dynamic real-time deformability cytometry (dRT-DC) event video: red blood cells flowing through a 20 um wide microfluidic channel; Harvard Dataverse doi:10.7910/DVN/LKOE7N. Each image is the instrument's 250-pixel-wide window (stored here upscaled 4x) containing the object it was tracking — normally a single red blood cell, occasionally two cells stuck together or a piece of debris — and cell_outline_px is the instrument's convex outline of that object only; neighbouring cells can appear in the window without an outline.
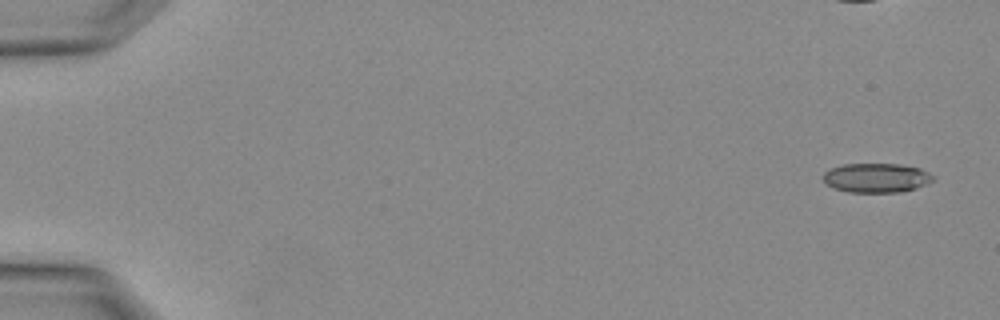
{"species": "Egyptian fruit bat (a non-hibernating species)", "species_latin": "Rousettus aegyptiacus", "temperature_condition": "warm", "stored_images_in_passage": 4, "camera_frame_rate_fps": 3000, "um_per_image_px": 0.085, "animal": {"sex": "female"}, "frame": {"image": 1, "passage_image": 1, "time_ms": 0.0, "image_size_px": [1000, 320], "cell_outline_px": [[936, 180], [916, 188], [900, 192], [848, 192], [832, 188], [824, 180], [824, 172], [832, 168], [844, 164], [896, 164], [920, 168], [936, 176]], "centroid_in_image_um": [74.53, 15.12], "position_along_channel_um": 10.5, "area_um2": 18.79}}